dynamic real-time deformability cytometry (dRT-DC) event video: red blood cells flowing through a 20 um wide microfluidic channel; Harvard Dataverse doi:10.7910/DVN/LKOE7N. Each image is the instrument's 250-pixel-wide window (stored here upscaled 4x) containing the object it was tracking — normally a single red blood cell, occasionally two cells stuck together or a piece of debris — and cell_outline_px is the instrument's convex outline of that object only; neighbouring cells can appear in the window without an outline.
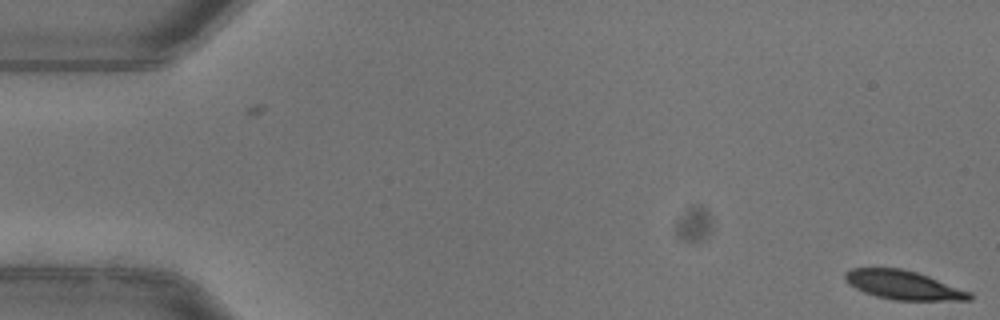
{"species": "common noctule bat (a hibernating species)", "species_latin": "Nyctalus noctula", "temperature_condition": "warm", "stored_images_in_passage": 53, "camera_frame_rate_fps": 3000, "um_per_image_px": 0.085, "animal": {"sex": "female"}, "frame": {"image": 1, "passage_image": 1, "time_ms": 0.0, "image_size_px": [1000, 320], "cell_outline_px": [[972, 300], [892, 300], [876, 296], [864, 292], [848, 284], [844, 280], [844, 272], [852, 268], [900, 268], [916, 272], [928, 276], [972, 292]], "centroid_in_image_um": [76.77, 24.23], "position_along_channel_um": 8.2, "area_um2": 20.98}}
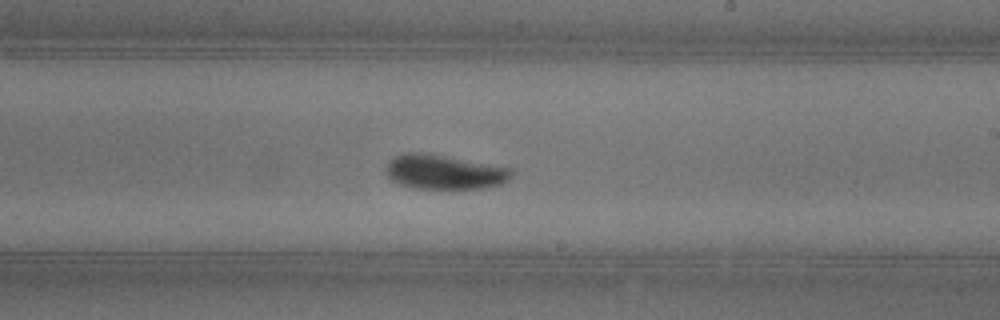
{"frame": {"image": 2, "passage_image": 31, "time_ms": 10.0, "image_size_px": [1000, 320], "cell_outline_px": [[512, 176], [508, 180], [500, 184], [480, 188], [416, 188], [400, 184], [392, 180], [384, 172], [384, 168], [388, 160], [404, 152], [428, 152], [512, 168]], "centroid_in_image_um": [37.72, 14.59], "position_along_channel_um": 251.3, "area_um2": 25.43}, "authors_computed_cell_mechanics": {"area_um2": 23.1778, "velocity_mm_per_s": 3.9362, "shape_relaxation_time_tau1_ms": 2.9998, "shape_relaxation_time_tau2_ms": null, "deformation_change_tau1": 0.1685, "deformation_change_tau2": null}}